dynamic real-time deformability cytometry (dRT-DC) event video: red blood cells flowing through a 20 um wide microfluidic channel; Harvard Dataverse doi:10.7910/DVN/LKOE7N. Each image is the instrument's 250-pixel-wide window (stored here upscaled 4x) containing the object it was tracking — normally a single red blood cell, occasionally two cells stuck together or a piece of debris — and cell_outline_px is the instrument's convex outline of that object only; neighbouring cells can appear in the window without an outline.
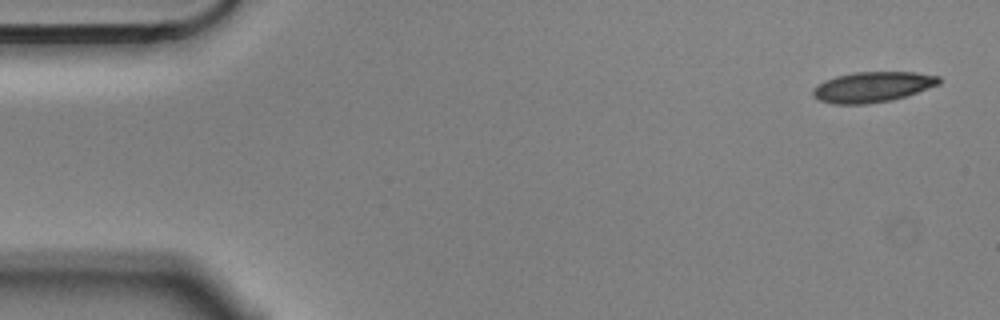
{"species": "Egyptian fruit bat (a non-hibernating species)", "species_latin": "Rousettus aegyptiacus", "temperature_condition": "cold", "stored_images_in_passage": 6, "camera_frame_rate_fps": 3000, "um_per_image_px": 0.085, "animal": {"sex": "male"}, "frame": {"image": 1, "passage_image": 1, "time_ms": 0.0, "image_size_px": [1000, 320], "cell_outline_px": [[940, 84], [892, 100], [868, 104], [832, 104], [820, 100], [812, 96], [812, 92], [824, 80], [836, 76], [856, 72], [916, 72], [940, 76]], "centroid_in_image_um": [74.17, 7.39], "position_along_channel_um": 10.8, "area_um2": 22.2}}
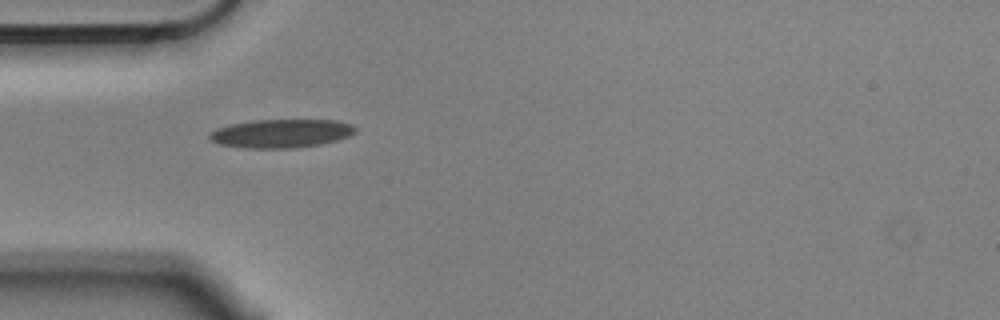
{"frame": {"image": 2, "passage_image": 5, "time_ms": 1.333, "image_size_px": [1000, 320], "cell_outline_px": [[356, 132], [348, 136], [336, 140], [320, 144], [288, 148], [244, 148], [220, 144], [212, 140], [208, 136], [208, 132], [216, 128], [228, 124], [252, 120], [336, 120], [352, 124], [356, 128]], "centroid_in_image_um": [23.86, 11.33], "position_along_channel_um": 61.1, "area_um2": 24.28}}
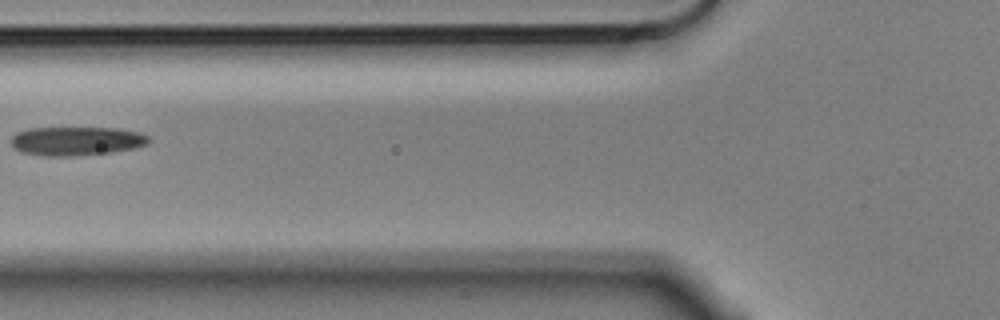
{"frame": {"image": 3, "passage_image": 6, "time_ms": 1.667, "image_size_px": [1000, 320], "cell_outline_px": [[152, 140], [148, 144], [136, 148], [112, 152], [72, 156], [40, 156], [20, 152], [12, 148], [12, 136], [16, 132], [28, 128], [116, 128], [140, 132], [148, 136]], "centroid_in_image_um": [6.49, 11.99], "position_along_channel_um": 119.3, "area_um2": 23.47}}